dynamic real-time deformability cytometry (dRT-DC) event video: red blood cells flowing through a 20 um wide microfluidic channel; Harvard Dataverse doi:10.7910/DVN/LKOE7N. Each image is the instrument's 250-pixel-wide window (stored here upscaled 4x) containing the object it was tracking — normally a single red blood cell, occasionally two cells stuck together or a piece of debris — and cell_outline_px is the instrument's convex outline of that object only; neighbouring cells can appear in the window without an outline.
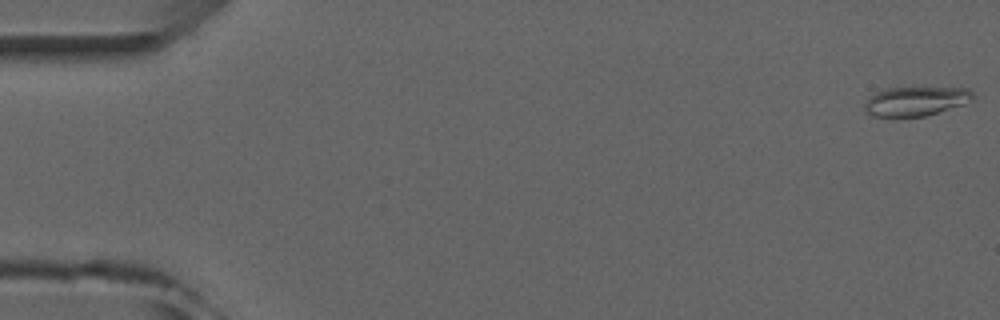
{"species": "common noctule bat (a hibernating species)", "species_latin": "Nyctalus noctula", "temperature_condition": "room temperature", "stored_images_in_passage": 5, "camera_frame_rate_fps": 3000, "um_per_image_px": 0.085, "animal": {"sex": "male", "forearm_length_mm": 52.5}, "frame": {"image": 1, "passage_image": 1, "time_ms": 0.0, "image_size_px": [1000, 320], "cell_outline_px": [[972, 100], [964, 104], [928, 116], [872, 116], [864, 108], [864, 104], [876, 92], [884, 88], [968, 88], [972, 92]], "centroid_in_image_um": [77.85, 8.6], "position_along_channel_um": 7.1, "area_um2": 18.21}}